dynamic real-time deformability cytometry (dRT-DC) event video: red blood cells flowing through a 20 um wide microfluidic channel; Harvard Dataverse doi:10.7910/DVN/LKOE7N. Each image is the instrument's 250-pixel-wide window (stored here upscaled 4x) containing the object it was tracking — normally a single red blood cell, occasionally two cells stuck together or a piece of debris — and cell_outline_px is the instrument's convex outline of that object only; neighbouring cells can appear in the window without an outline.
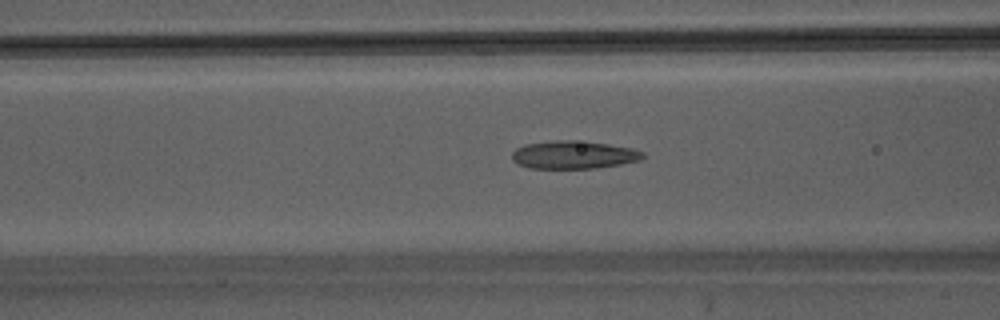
{"species": "Egyptian fruit bat (a non-hibernating species)", "species_latin": "Rousettus aegyptiacus", "temperature_condition": "warm", "stored_images_in_passage": 43, "camera_frame_rate_fps": 3000, "um_per_image_px": 0.085, "animal": {"sex": "male"}, "frame": {"image": 1, "passage_image": 16, "time_ms": 5.0, "image_size_px": [1000, 320], "cell_outline_px": [[644, 156], [640, 160], [620, 164], [596, 168], [528, 168], [516, 164], [512, 160], [512, 152], [516, 148], [524, 144], [556, 140], [572, 140], [608, 144], [632, 148], [644, 152]], "centroid_in_image_um": [48.72, 13.16], "position_along_channel_um": 117.9, "area_um2": 21.33}}
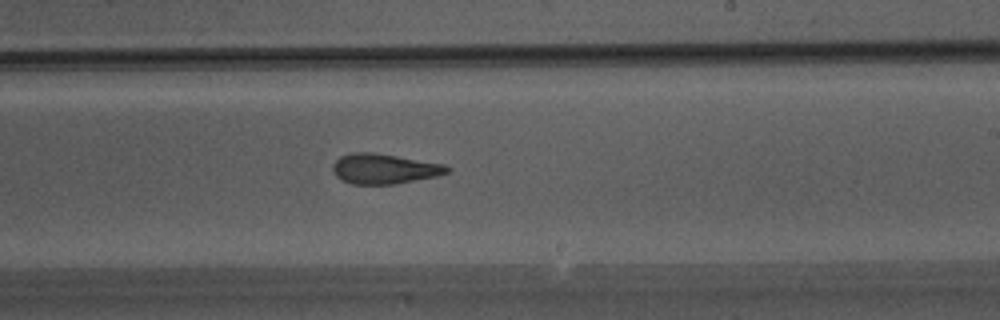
{"frame": {"image": 2, "passage_image": 25, "time_ms": 8.0, "image_size_px": [1000, 320], "cell_outline_px": [[452, 168], [448, 172], [436, 176], [396, 184], [352, 184], [336, 176], [332, 168], [332, 164], [340, 156], [352, 152], [372, 152], [444, 164]], "centroid_in_image_um": [32.65, 14.34], "position_along_channel_um": 256.4, "area_um2": 19.94}}
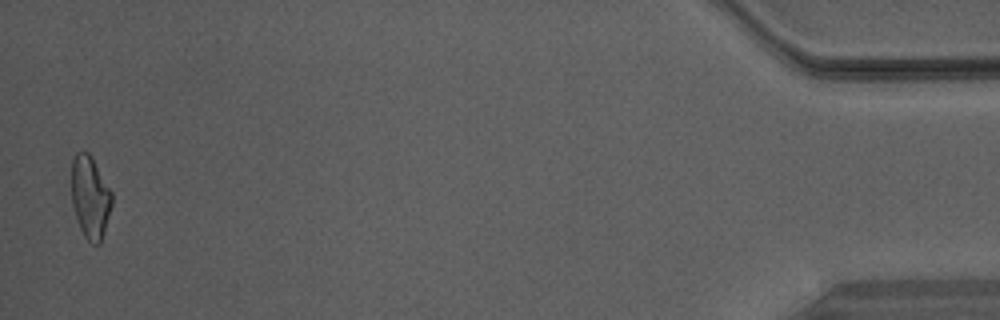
{"frame": {"image": 3, "passage_image": 42, "time_ms": 13.667, "image_size_px": [1000, 320], "cell_outline_px": [[112, 204], [100, 244], [92, 244], [84, 236], [80, 228], [72, 204], [72, 160], [76, 152], [88, 152], [92, 156], [112, 192]], "centroid_in_image_um": [7.67, 16.74], "position_along_channel_um": 427.5, "area_um2": 19.31}}